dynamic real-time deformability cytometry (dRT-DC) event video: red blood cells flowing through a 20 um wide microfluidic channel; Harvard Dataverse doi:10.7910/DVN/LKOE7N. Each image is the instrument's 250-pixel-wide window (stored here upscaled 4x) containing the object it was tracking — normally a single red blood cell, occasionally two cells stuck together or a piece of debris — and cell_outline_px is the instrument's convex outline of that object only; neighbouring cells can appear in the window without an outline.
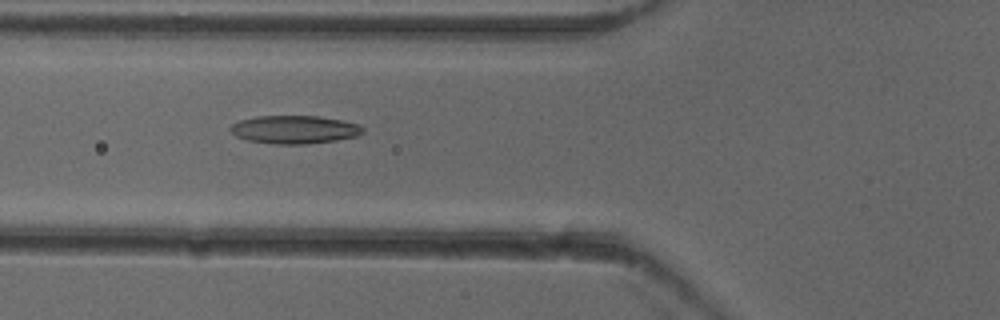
{"species": "common noctule bat (a hibernating species)", "species_latin": "Nyctalus noctula", "temperature_condition": "cold", "stored_images_in_passage": 53, "camera_frame_rate_fps": 3000, "um_per_image_px": 0.085, "animal": {"sex": "female"}, "frame": {"image": 1, "passage_image": 20, "time_ms": 6.333, "image_size_px": [1000, 320], "cell_outline_px": [[364, 132], [360, 136], [336, 140], [304, 144], [276, 144], [248, 140], [236, 136], [228, 128], [232, 124], [240, 120], [256, 116], [320, 116], [360, 124], [364, 128]], "centroid_in_image_um": [25.06, 11.01], "position_along_channel_um": 100.7, "area_um2": 21.79}}
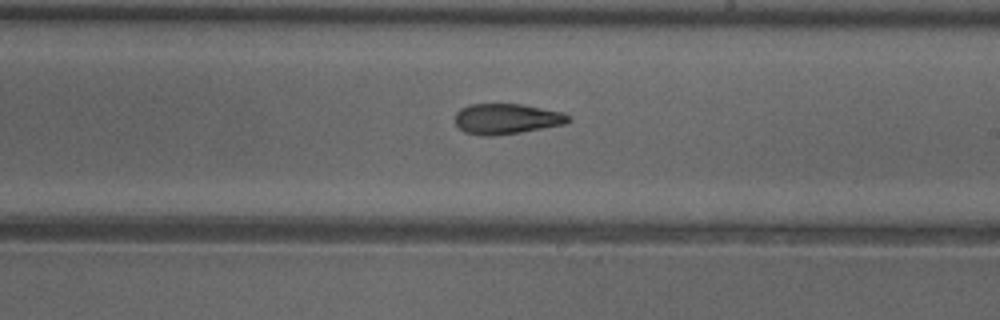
{"frame": {"image": 2, "passage_image": 31, "time_ms": 10.0, "image_size_px": [1000, 320], "cell_outline_px": [[572, 120], [564, 124], [520, 132], [488, 136], [480, 136], [464, 132], [456, 124], [456, 112], [460, 108], [472, 104], [520, 104], [560, 112], [572, 116]], "centroid_in_image_um": [43.04, 10.1], "position_along_channel_um": 246.0, "area_um2": 19.94}}
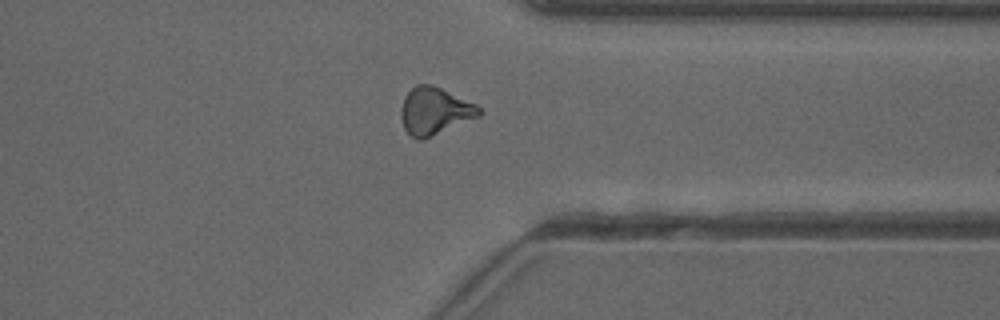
{"frame": {"image": 3, "passage_image": 41, "time_ms": 13.333, "image_size_px": [1000, 320], "cell_outline_px": [[484, 112], [480, 116], [424, 140], [416, 140], [404, 128], [400, 116], [400, 108], [404, 96], [416, 84], [432, 84], [476, 104]], "centroid_in_image_um": [36.94, 9.45], "position_along_channel_um": 374.5, "area_um2": 21.73}, "authors_computed_cell_mechanics": {"area_um2": 20.6346, "velocity_mm_per_s": 3.9479, "shape_relaxation_time_tau1_ms": null, "shape_relaxation_time_tau2_ms": 4.5482, "deformation_change_tau1": null, "deformation_change_tau2": 0.1454}}